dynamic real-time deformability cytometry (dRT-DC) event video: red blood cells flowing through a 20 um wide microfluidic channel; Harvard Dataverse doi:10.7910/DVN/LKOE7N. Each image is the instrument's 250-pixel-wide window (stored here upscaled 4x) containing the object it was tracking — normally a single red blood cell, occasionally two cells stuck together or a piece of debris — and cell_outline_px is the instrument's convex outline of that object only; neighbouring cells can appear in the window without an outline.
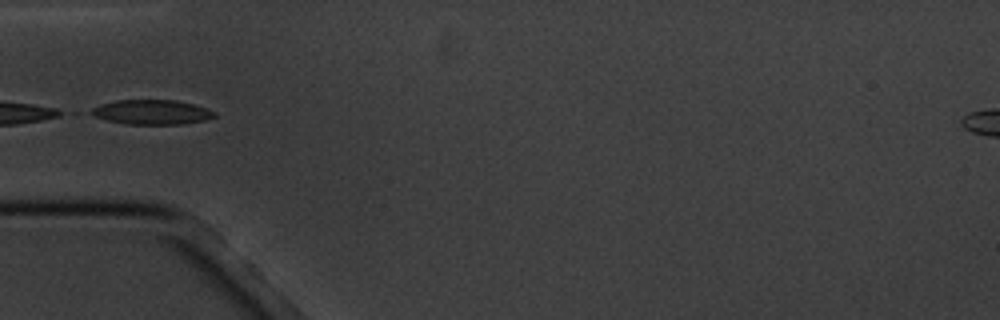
{"species": "common noctule bat (a hibernating species)", "species_latin": "Nyctalus noctula", "temperature_condition": "cold", "stored_images_in_passage": 12, "camera_frame_rate_fps": 3000, "um_per_image_px": 0.085, "animal": {"sex": "male", "body_mass_g": 20.1, "forearm_length_mm": 53.5}, "frame": {"image": 1, "passage_image": 6, "time_ms": 6.0, "image_size_px": [1000, 320], "cell_outline_px": [[216, 116], [204, 120], [184, 124], [124, 124], [72, 112], [100, 104], [116, 100], [176, 100], [192, 104], [216, 112]], "centroid_in_image_um": [12.63, 9.53], "position_along_channel_um": 72.4, "area_um2": 18.44}}
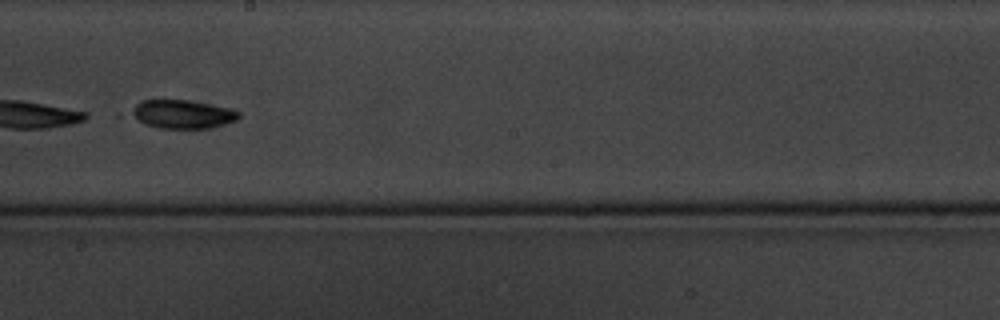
{"frame": {"image": 2, "passage_image": 10, "time_ms": 10.667, "image_size_px": [1000, 320], "cell_outline_px": [[240, 116], [236, 120], [224, 124], [208, 128], [156, 128], [144, 124], [132, 116], [128, 112], [140, 100], [188, 100], [232, 108], [240, 112]], "centroid_in_image_um": [15.49, 9.7], "position_along_channel_um": 232.7, "area_um2": 17.98}}